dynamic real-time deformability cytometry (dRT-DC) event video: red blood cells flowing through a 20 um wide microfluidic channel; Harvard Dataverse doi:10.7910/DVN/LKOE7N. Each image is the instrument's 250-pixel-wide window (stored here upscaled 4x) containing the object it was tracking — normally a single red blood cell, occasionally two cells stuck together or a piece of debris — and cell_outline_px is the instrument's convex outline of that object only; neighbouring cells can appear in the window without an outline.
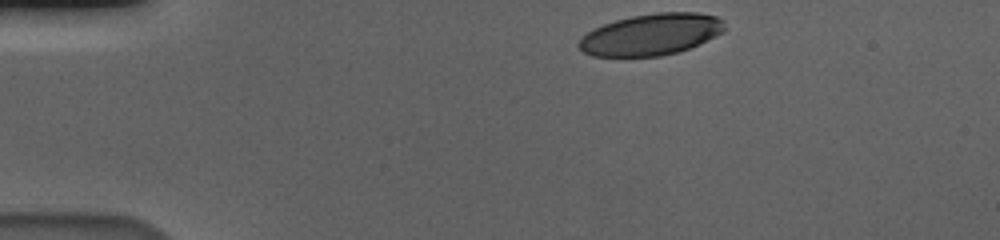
{"species": "human", "species_latin": "Homo sapiens", "temperature_condition": "cold", "stored_images_in_passage": 39, "camera_frame_rate_fps": 3000, "um_per_image_px": 0.085, "donor": {"sex": "male"}, "frame": {"image": 1, "passage_image": 1, "time_ms": 0.0, "image_size_px": [1000, 240], "cell_outline_px": [[724, 32], [688, 48], [676, 52], [660, 56], [592, 56], [584, 52], [576, 44], [580, 36], [604, 24], [616, 20], [632, 16], [656, 12], [696, 12], [716, 16], [724, 20]], "centroid_in_image_um": [55.33, 2.92], "position_along_channel_um": 29.7, "area_um2": 35.08}}
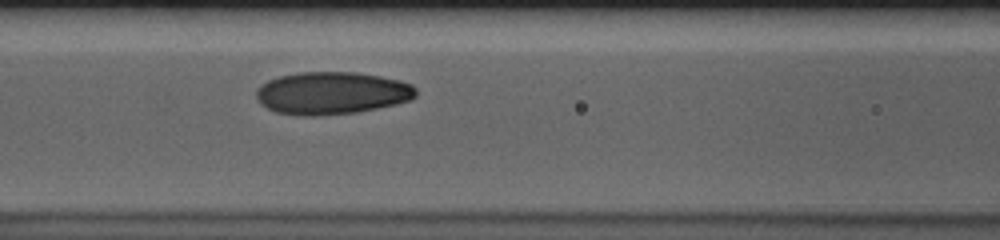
{"frame": {"image": 2, "passage_image": 16, "time_ms": 5.0, "image_size_px": [1000, 240], "cell_outline_px": [[416, 96], [412, 100], [396, 104], [356, 112], [312, 116], [304, 116], [276, 112], [260, 104], [256, 96], [256, 88], [260, 84], [268, 80], [280, 76], [300, 72], [356, 72], [380, 76], [400, 80], [412, 84], [416, 88]], "centroid_in_image_um": [28.2, 7.9], "position_along_channel_um": 138.4, "area_um2": 39.71}}
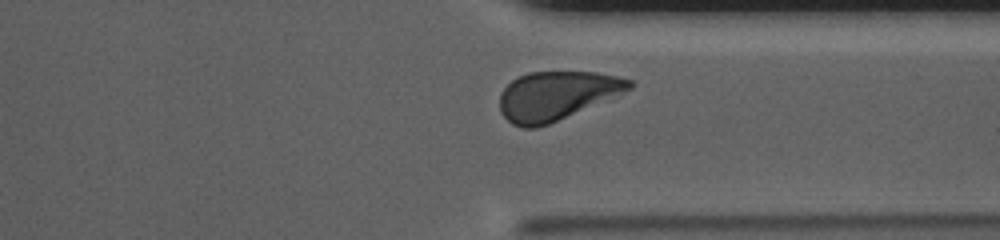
{"frame": {"image": 3, "passage_image": 35, "time_ms": 11.333, "image_size_px": [1000, 240], "cell_outline_px": [[636, 84], [632, 88], [620, 96], [548, 124], [536, 128], [524, 128], [512, 124], [500, 112], [500, 92], [512, 80], [528, 72], [596, 72], [616, 76], [632, 80]], "centroid_in_image_um": [47.36, 8.13], "position_along_channel_um": 364.0, "area_um2": 37.17}, "authors_computed_cell_mechanics": {"area_um2": 38.0324, "velocity_mm_per_s": 3.5615, "shape_relaxation_time_tau1_ms": 2.9395, "shape_relaxation_time_tau2_ms": 1.4156, "deformation_change_tau1": 0.1435, "deformation_change_tau2": 0.059}}